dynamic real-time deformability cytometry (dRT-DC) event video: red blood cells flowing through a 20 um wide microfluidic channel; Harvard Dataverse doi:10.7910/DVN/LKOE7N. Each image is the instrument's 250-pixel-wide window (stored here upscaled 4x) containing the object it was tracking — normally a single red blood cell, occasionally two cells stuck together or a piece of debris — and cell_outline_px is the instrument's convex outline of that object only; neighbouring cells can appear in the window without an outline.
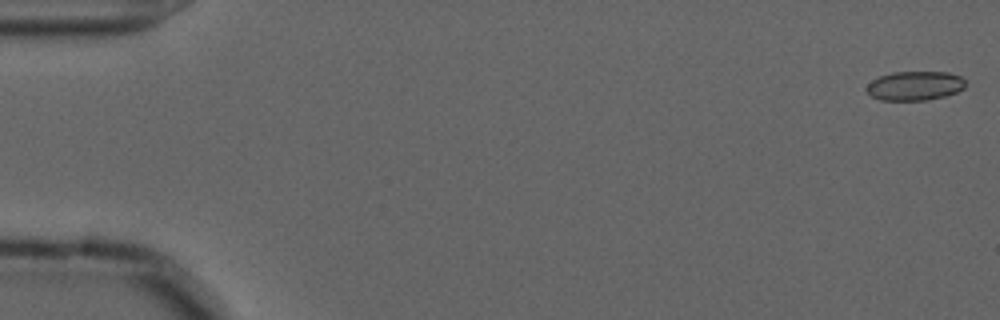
{"species": "common noctule bat (a hibernating species)", "species_latin": "Nyctalus noctula", "temperature_condition": "cold", "stored_images_in_passage": 56, "camera_frame_rate_fps": 3000, "um_per_image_px": 0.085, "animal": {"sex": "male", "forearm_length_mm": 52.5}, "frame": {"image": 1, "passage_image": 1, "time_ms": 0.0, "image_size_px": [1000, 320], "cell_outline_px": [[964, 88], [956, 92], [944, 96], [928, 100], [880, 100], [872, 96], [868, 92], [868, 84], [872, 80], [880, 76], [892, 72], [948, 72], [960, 76], [964, 80]], "centroid_in_image_um": [77.77, 7.29], "position_along_channel_um": 7.2, "area_um2": 16.65}}
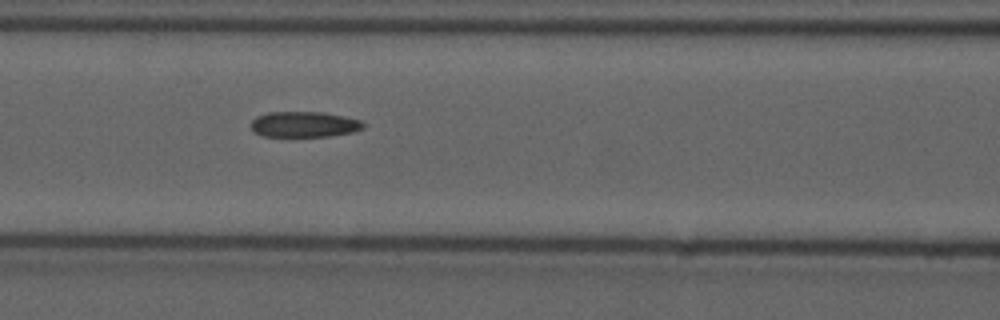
{"frame": {"image": 2, "passage_image": 24, "time_ms": 7.667, "image_size_px": [1000, 320], "cell_outline_px": [[368, 124], [364, 128], [352, 132], [332, 136], [260, 136], [252, 132], [252, 120], [256, 116], [268, 112], [324, 112], [344, 116], [360, 120]], "centroid_in_image_um": [25.87, 10.57], "position_along_channel_um": 140.7, "area_um2": 16.99}}
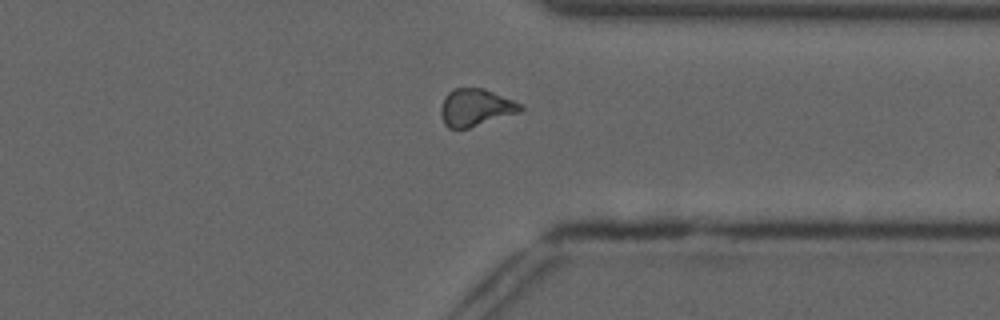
{"frame": {"image": 3, "passage_image": 43, "time_ms": 14.0, "image_size_px": [1000, 320], "cell_outline_px": [[524, 108], [520, 112], [468, 128], [448, 128], [444, 124], [440, 112], [440, 108], [444, 96], [448, 92], [456, 88], [484, 88], [512, 100], [520, 104]], "centroid_in_image_um": [40.39, 9.13], "position_along_channel_um": 371.0, "area_um2": 17.17}, "authors_computed_cell_mechanics": {"area_um2": 17.2822, "velocity_mm_per_s": 3.665, "shape_relaxation_time_tau1_ms": null, "shape_relaxation_time_tau2_ms": 3.1006, "deformation_change_tau1": null, "deformation_change_tau2": 0.1036}}